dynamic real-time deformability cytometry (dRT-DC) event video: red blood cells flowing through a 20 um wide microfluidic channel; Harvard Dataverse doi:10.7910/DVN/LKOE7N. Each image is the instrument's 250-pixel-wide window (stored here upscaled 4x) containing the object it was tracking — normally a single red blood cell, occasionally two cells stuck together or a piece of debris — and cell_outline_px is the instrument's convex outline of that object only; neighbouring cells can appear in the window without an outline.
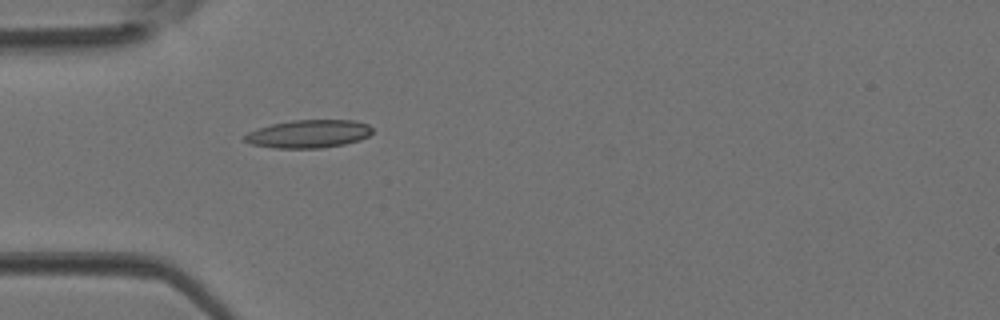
{"species": "Egyptian fruit bat (a non-hibernating species)", "species_latin": "Rousettus aegyptiacus", "temperature_condition": "room temperature", "stored_images_in_passage": 1, "camera_frame_rate_fps": 3000, "um_per_image_px": 0.085, "animal": {"sex": "female"}, "frame": {"image": 1, "passage_image": 1, "time_ms": 0.0, "image_size_px": [1000, 320], "cell_outline_px": [[372, 132], [368, 136], [360, 140], [344, 144], [324, 148], [276, 148], [252, 144], [244, 140], [244, 136], [248, 132], [272, 124], [292, 120], [356, 120], [368, 124], [372, 128]], "centroid_in_image_um": [26.27, 11.38], "position_along_channel_um": 58.7, "area_um2": 20.81}}